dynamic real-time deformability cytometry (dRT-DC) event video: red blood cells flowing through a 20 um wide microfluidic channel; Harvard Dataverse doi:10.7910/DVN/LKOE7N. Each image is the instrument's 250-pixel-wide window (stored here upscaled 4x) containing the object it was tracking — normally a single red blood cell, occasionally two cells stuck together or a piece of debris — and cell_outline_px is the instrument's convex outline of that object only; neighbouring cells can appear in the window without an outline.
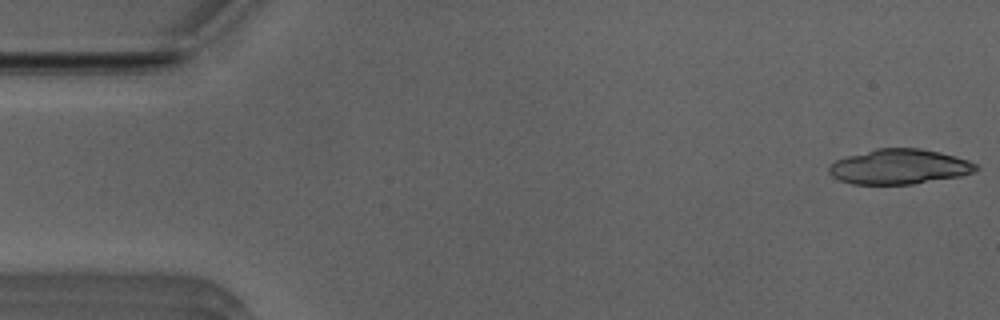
{"species": "Egyptian fruit bat (a non-hibernating species)", "species_latin": "Rousettus aegyptiacus", "temperature_condition": "room temperature", "stored_images_in_passage": 17, "camera_frame_rate_fps": 3000, "um_per_image_px": 0.085, "animal": {"sex": "male"}, "frame": {"image": 1, "passage_image": 1, "time_ms": 0.0, "image_size_px": [1000, 320], "cell_outline_px": [[980, 168], [976, 172], [960, 176], [912, 184], [852, 184], [840, 180], [832, 176], [828, 172], [828, 168], [836, 160], [848, 156], [876, 148], [920, 148], [940, 152], [956, 156], [968, 160], [976, 164]], "centroid_in_image_um": [76.47, 14.17], "position_along_channel_um": 8.5, "area_um2": 30.0}}
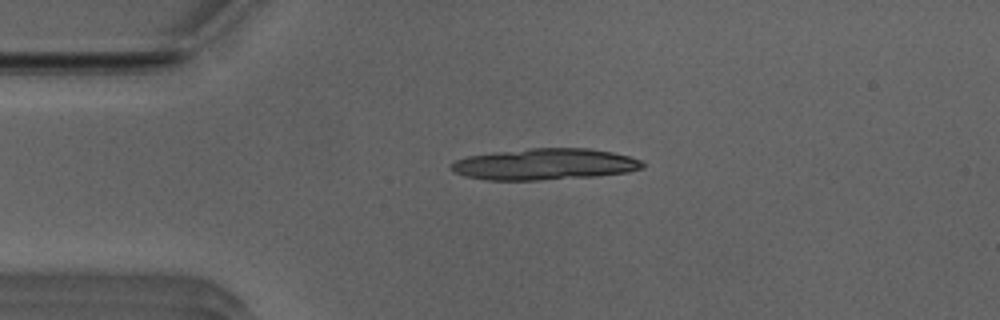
{"frame": {"image": 2, "passage_image": 11, "time_ms": 3.333, "image_size_px": [1000, 320], "cell_outline_px": [[644, 168], [628, 172], [596, 176], [540, 180], [484, 180], [464, 176], [452, 172], [452, 164], [456, 160], [468, 156], [528, 148], [588, 148], [612, 152], [628, 156], [640, 160], [644, 164]], "centroid_in_image_um": [46.3, 13.96], "position_along_channel_um": 38.7, "area_um2": 34.91}}